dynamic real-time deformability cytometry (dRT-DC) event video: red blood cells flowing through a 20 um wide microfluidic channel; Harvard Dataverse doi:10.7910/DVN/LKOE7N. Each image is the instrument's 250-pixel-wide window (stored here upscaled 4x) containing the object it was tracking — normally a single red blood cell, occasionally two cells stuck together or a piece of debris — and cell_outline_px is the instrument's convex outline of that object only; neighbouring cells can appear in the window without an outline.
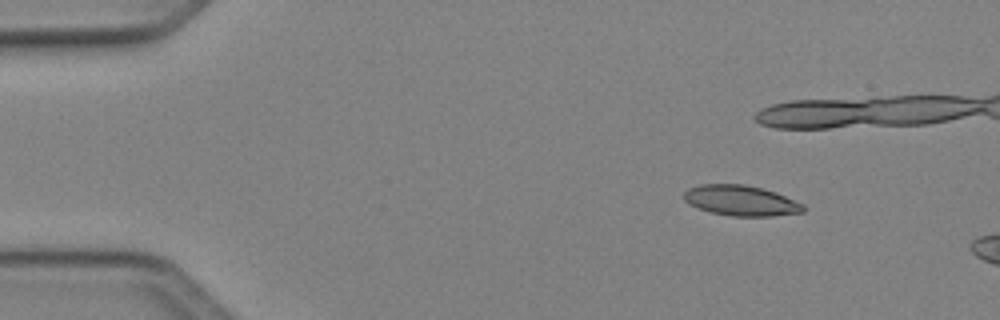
{"species": "Egyptian fruit bat (a non-hibernating species)", "species_latin": "Rousettus aegyptiacus", "temperature_condition": "cold", "stored_images_in_passage": 6, "camera_frame_rate_fps": 3000, "um_per_image_px": 0.085, "animal": {"sex": "female"}, "frame": {"image": 1, "passage_image": 1, "time_ms": 0.0, "image_size_px": [1000, 320], "cell_outline_px": [[804, 212], [772, 216], [732, 216], [712, 212], [688, 204], [684, 200], [684, 192], [688, 188], [700, 184], [744, 184], [764, 188], [776, 192], [804, 204]], "centroid_in_image_um": [62.99, 17.04], "position_along_channel_um": 22.0, "area_um2": 21.21}}